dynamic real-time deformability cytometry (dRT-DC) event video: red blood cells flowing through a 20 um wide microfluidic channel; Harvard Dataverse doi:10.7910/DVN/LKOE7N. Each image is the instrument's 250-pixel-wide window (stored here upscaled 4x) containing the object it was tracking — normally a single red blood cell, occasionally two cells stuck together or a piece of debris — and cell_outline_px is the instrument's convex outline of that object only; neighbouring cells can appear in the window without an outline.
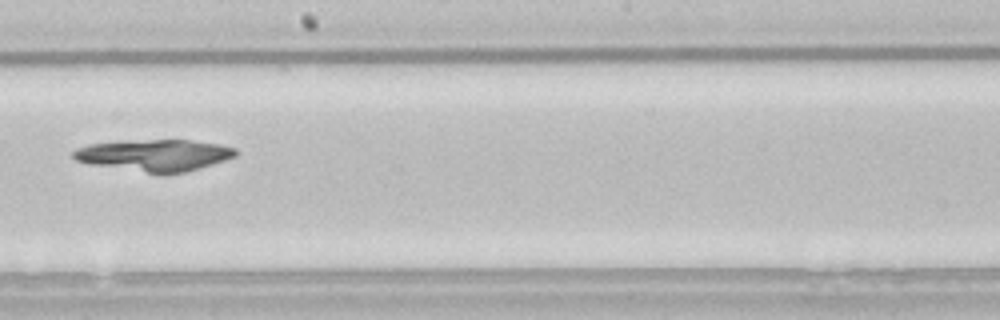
{"species": "common noctule bat (a hibernating species)", "species_latin": "Nyctalus noctula", "temperature_condition": "room temperature", "stored_images_in_passage": 32, "camera_frame_rate_fps": 3000, "um_per_image_px": 0.085, "animal": {"sex": "male", "body_mass_g": 21.5, "forearm_length_mm": 52.0}, "frame": {"image": 1, "passage_image": 14, "time_ms": 4.333, "image_size_px": [1000, 320], "cell_outline_px": [[236, 156], [224, 160], [184, 172], [164, 176], [160, 176], [88, 164], [76, 160], [72, 156], [72, 152], [76, 148], [88, 144], [124, 140], [188, 140], [220, 144], [236, 148]], "centroid_in_image_um": [13.06, 13.21], "position_along_channel_um": 235.1, "area_um2": 30.58}}